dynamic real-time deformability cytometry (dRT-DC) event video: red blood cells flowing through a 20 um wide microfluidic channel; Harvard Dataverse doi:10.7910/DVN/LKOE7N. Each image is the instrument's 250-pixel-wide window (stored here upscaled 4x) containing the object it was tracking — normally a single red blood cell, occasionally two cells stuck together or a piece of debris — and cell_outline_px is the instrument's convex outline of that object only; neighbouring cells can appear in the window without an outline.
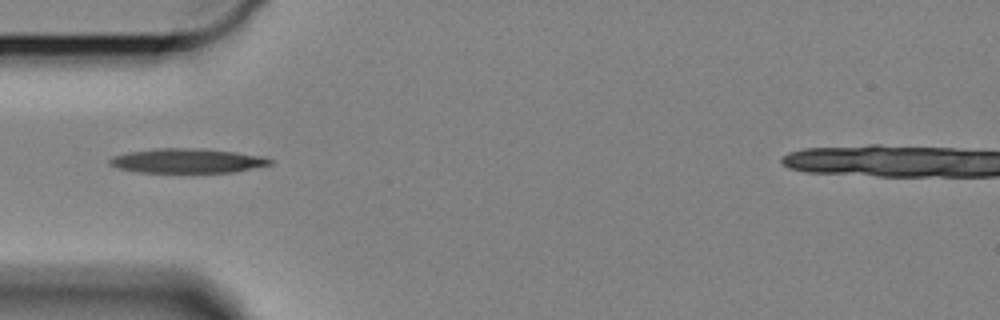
{"species": "Egyptian fruit bat (a non-hibernating species)", "species_latin": "Rousettus aegyptiacus", "temperature_condition": "cold", "stored_images_in_passage": 27, "camera_frame_rate_fps": 3000, "um_per_image_px": 0.085, "animal": {"sex": "female"}, "frame": {"image": 1, "passage_image": 1, "time_ms": 0.0, "image_size_px": [1000, 320], "cell_outline_px": [[272, 164], [232, 172], [140, 172], [120, 168], [108, 164], [108, 160], [112, 156], [128, 152], [156, 148], [200, 148], [236, 152], [264, 156], [272, 160]], "centroid_in_image_um": [15.91, 13.65], "position_along_channel_um": 69.1, "area_um2": 22.77}}
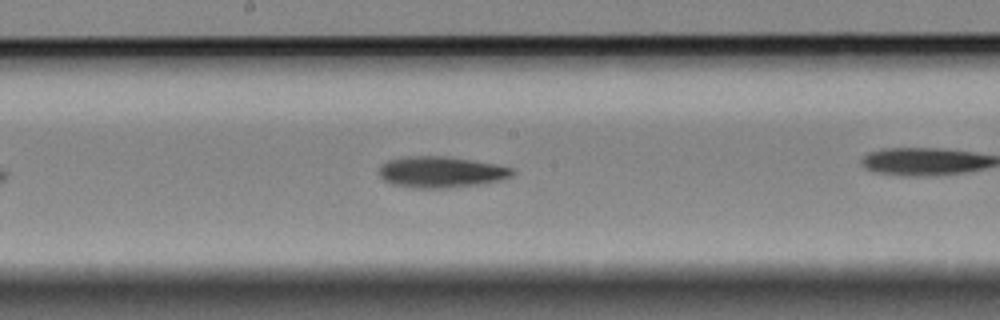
{"frame": {"image": 2, "passage_image": 10, "time_ms": 3.0, "image_size_px": [1000, 320], "cell_outline_px": [[516, 172], [512, 176], [480, 184], [448, 188], [412, 188], [392, 184], [384, 180], [380, 176], [380, 164], [388, 160], [408, 156], [444, 156], [472, 160], [496, 164], [512, 168]], "centroid_in_image_um": [37.46, 14.62], "position_along_channel_um": 210.7, "area_um2": 24.16}}
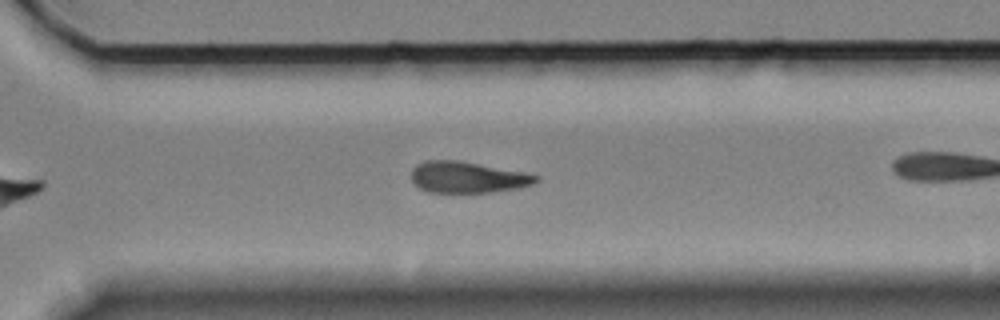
{"frame": {"image": 3, "passage_image": 21, "time_ms": 6.667, "image_size_px": [1000, 320], "cell_outline_px": [[540, 180], [532, 184], [520, 188], [492, 192], [428, 192], [420, 188], [412, 180], [412, 168], [428, 160], [460, 160], [540, 176]], "centroid_in_image_um": [39.75, 15.07], "position_along_channel_um": 330.8, "area_um2": 22.43}}